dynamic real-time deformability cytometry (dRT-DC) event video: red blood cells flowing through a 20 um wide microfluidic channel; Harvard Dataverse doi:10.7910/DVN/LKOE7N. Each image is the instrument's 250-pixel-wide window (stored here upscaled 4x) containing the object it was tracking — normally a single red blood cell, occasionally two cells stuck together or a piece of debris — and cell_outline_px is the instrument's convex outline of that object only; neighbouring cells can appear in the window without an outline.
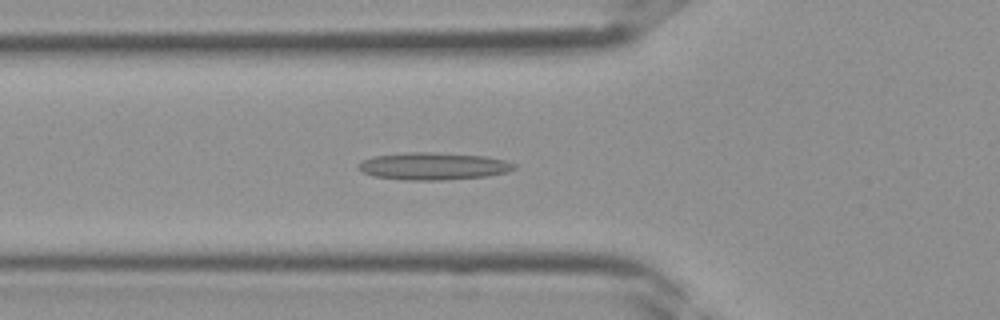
{"species": "Egyptian fruit bat (a non-hibernating species)", "species_latin": "Rousettus aegyptiacus", "temperature_condition": "room temperature", "stored_images_in_passage": 37, "camera_frame_rate_fps": 3000, "um_per_image_px": 0.085, "frame": {"image": 1, "passage_image": 13, "time_ms": 4.0, "image_size_px": [1000, 320], "cell_outline_px": [[516, 168], [508, 172], [488, 176], [440, 180], [404, 180], [372, 176], [364, 172], [360, 168], [360, 164], [364, 160], [372, 156], [408, 152], [432, 152], [484, 156], [504, 160], [516, 164]], "centroid_in_image_um": [36.86, 14.12], "position_along_channel_um": 88.9, "area_um2": 24.68}}
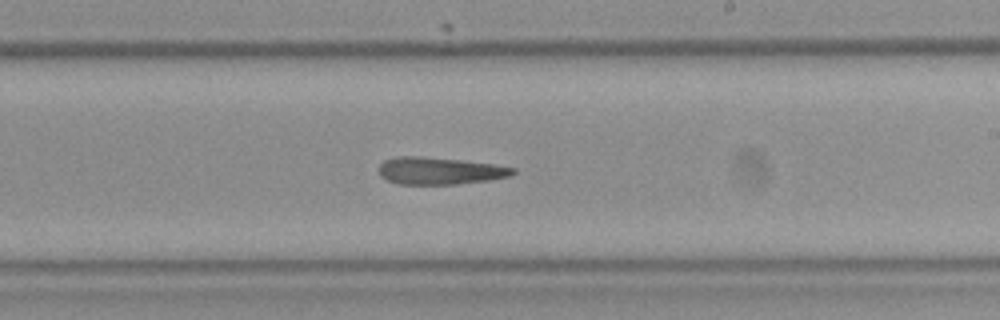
{"frame": {"image": 2, "passage_image": 22, "time_ms": 7.0, "image_size_px": [1000, 320], "cell_outline_px": [[516, 172], [508, 176], [488, 180], [456, 184], [400, 184], [388, 180], [380, 176], [380, 164], [384, 160], [396, 156], [420, 156], [460, 160], [492, 164], [516, 168]], "centroid_in_image_um": [37.35, 14.51], "position_along_channel_um": 251.6, "area_um2": 21.04}}
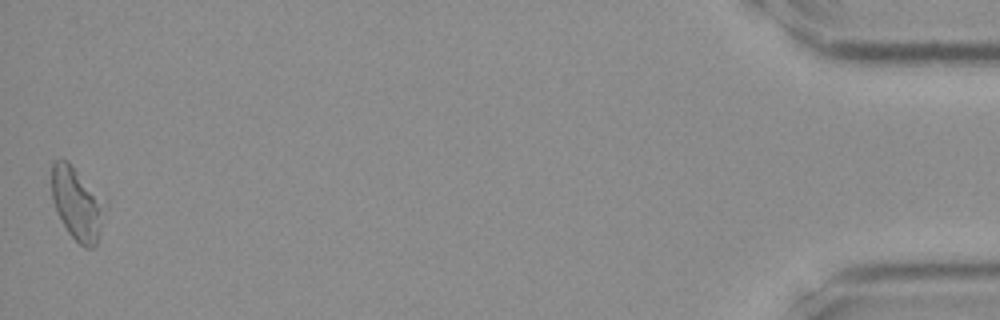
{"frame": {"image": 3, "passage_image": 37, "time_ms": 12.0, "image_size_px": [1000, 320], "cell_outline_px": [[108, 204], [96, 244], [92, 248], [84, 248], [68, 232], [52, 200], [52, 164], [56, 160], [68, 160], [108, 196]], "centroid_in_image_um": [6.66, 17.24], "position_along_channel_um": 428.5, "area_um2": 23.58}}